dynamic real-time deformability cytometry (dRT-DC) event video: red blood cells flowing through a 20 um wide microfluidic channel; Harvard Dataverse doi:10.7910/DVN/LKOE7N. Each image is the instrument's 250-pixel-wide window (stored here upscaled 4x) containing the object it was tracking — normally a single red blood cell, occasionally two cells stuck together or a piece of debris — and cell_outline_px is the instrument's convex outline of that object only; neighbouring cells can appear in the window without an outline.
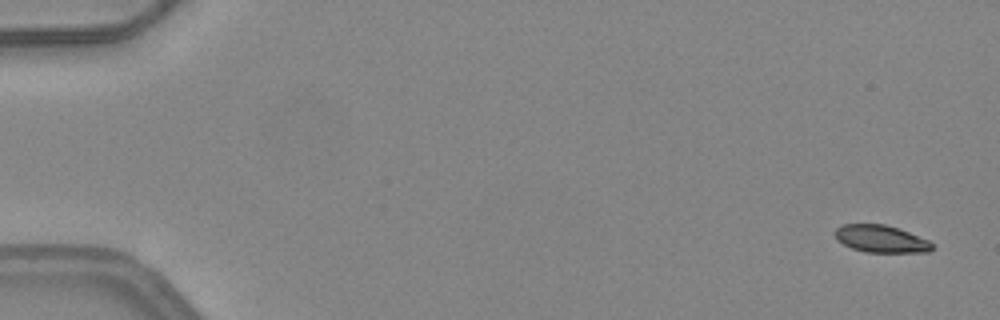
{"species": "common noctule bat (a hibernating species)", "species_latin": "Nyctalus noctula", "temperature_condition": "warm", "stored_images_in_passage": 4, "camera_frame_rate_fps": 3000, "um_per_image_px": 0.085, "animal": {"sex": "female", "body_mass_g": 24.6, "forearm_length_mm": 56.2}, "frame": {"image": 1, "passage_image": 1, "time_ms": 0.0, "image_size_px": [1000, 320], "cell_outline_px": [[932, 248], [928, 252], [864, 252], [852, 248], [836, 240], [832, 232], [840, 224], [884, 224], [908, 232], [928, 240], [932, 244]], "centroid_in_image_um": [74.8, 20.3], "position_along_channel_um": 10.2, "area_um2": 15.43}}
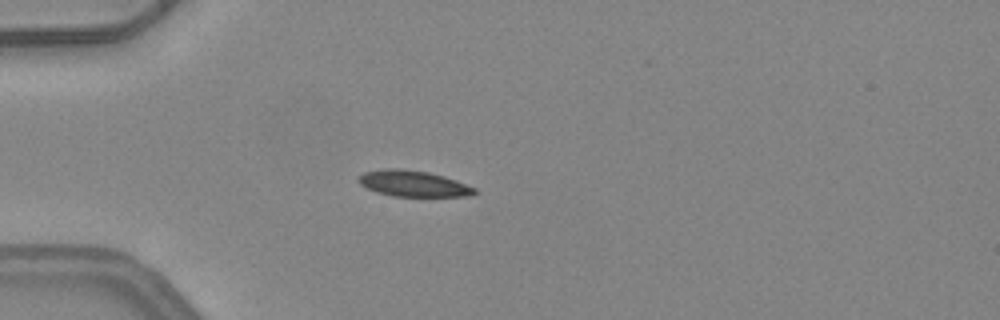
{"frame": {"image": 2, "passage_image": 4, "time_ms": 1.0, "image_size_px": [1000, 320], "cell_outline_px": [[476, 192], [472, 196], [392, 196], [376, 192], [360, 184], [356, 180], [364, 172], [384, 168], [400, 168], [428, 172], [444, 176], [456, 180], [476, 188]], "centroid_in_image_um": [35.12, 15.6], "position_along_channel_um": 49.9, "area_um2": 17.63}}